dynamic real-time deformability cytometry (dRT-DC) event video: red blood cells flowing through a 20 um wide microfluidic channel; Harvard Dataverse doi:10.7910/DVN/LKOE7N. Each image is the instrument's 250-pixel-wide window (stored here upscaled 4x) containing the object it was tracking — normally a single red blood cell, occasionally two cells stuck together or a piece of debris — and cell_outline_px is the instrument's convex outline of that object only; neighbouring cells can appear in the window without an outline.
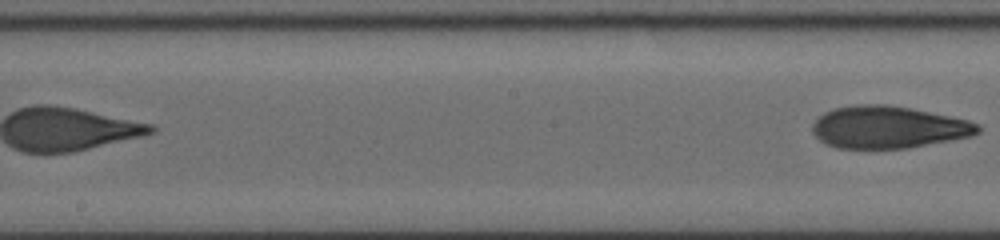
{"species": "human", "species_latin": "Homo sapiens", "temperature_condition": "cold", "stored_images_in_passage": 8, "segment_of_instrument_passage": [2, 2], "camera_frame_rate_fps": 3000, "um_per_image_px": 0.085, "donor": {"sex": "female"}, "frame": {"image": 1, "passage_image": 8, "time_ms": 6.333, "image_size_px": [1000, 240], "cell_outline_px": [[980, 132], [972, 136], [908, 148], [840, 148], [828, 144], [820, 140], [812, 132], [812, 124], [824, 112], [832, 108], [860, 104], [884, 104], [908, 108], [968, 120], [976, 124], [980, 128]], "centroid_in_image_um": [75.48, 10.81], "position_along_channel_um": 172.7, "area_um2": 40.29}}